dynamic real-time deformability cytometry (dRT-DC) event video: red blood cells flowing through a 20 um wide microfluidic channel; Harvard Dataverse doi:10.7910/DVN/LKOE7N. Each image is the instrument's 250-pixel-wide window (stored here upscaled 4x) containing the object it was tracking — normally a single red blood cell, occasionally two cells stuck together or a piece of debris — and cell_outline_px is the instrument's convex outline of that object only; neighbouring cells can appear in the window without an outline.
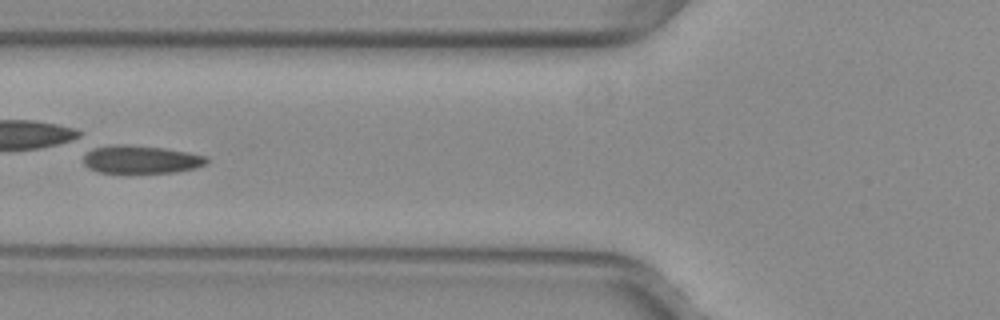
{"species": "common noctule bat (a hibernating species)", "species_latin": "Nyctalus noctula", "temperature_condition": "warm", "stored_images_in_passage": 45, "camera_frame_rate_fps": 3000, "um_per_image_px": 0.085, "animal": {"sex": "female", "body_mass_g": 29.2, "forearm_length_mm": 56.3}, "frame": {"image": 1, "passage_image": 20, "time_ms": 6.333, "image_size_px": [1000, 320], "cell_outline_px": [[208, 164], [196, 168], [176, 172], [96, 172], [88, 168], [84, 164], [84, 156], [88, 144], [124, 144], [164, 148], [188, 152], [208, 156]], "centroid_in_image_um": [11.89, 13.51], "position_along_channel_um": 113.9, "area_um2": 20.75}, "authors_computed_cell_mechanics": {"area_um2": 20.6346, "velocity_mm_per_s": 3.983, "shape_relaxation_time_tau1_ms": 2.6683, "shape_relaxation_time_tau2_ms": 1.2214, "deformation_change_tau1": 0.1813, "deformation_change_tau2": 0.0873}}